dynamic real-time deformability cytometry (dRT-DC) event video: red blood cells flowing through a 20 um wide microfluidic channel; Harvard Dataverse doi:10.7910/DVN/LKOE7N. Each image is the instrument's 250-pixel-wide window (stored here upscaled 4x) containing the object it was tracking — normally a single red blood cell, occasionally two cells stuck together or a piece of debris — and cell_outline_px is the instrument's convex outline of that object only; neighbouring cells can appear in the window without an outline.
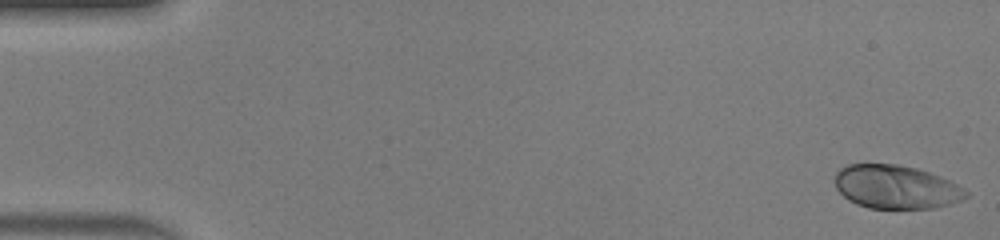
{"species": "human", "species_latin": "Homo sapiens", "temperature_condition": "warm", "stored_images_in_passage": 48, "camera_frame_rate_fps": 3000, "um_per_image_px": 0.085, "donor": {"sex": "male"}, "frame": {"image": 1, "passage_image": 1, "time_ms": 0.0, "image_size_px": [1000, 240], "cell_outline_px": [[968, 196], [960, 200], [936, 208], [868, 208], [856, 204], [848, 200], [836, 188], [836, 172], [840, 168], [848, 164], [896, 164], [916, 168], [940, 176], [964, 188], [968, 192]], "centroid_in_image_um": [76.15, 15.89], "position_along_channel_um": 8.9, "area_um2": 33.12}}
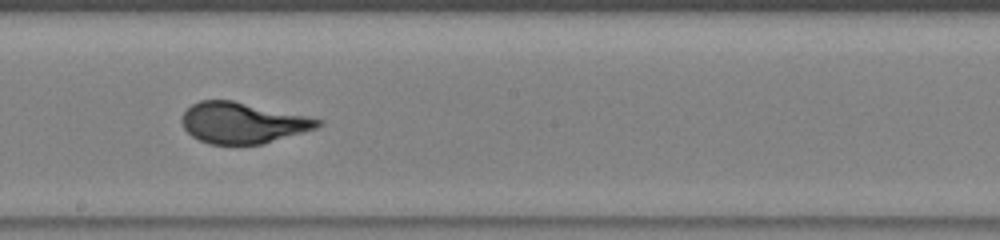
{"frame": {"image": 2, "passage_image": 27, "time_ms": 8.667, "image_size_px": [1000, 240], "cell_outline_px": [[324, 124], [316, 128], [264, 144], [208, 144], [192, 136], [184, 128], [180, 120], [184, 112], [192, 104], [200, 100], [232, 100], [308, 116], [324, 120]], "centroid_in_image_um": [20.63, 10.44], "position_along_channel_um": 227.6, "area_um2": 32.48}}
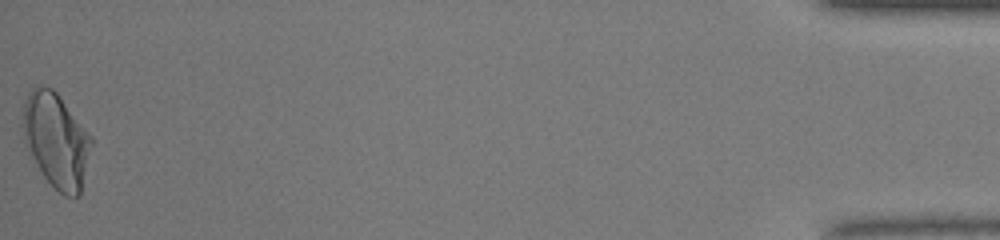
{"frame": {"image": 3, "passage_image": 48, "time_ms": 15.667, "image_size_px": [1000, 240], "cell_outline_px": [[92, 144], [80, 196], [64, 196], [44, 176], [28, 152], [24, 144], [20, 128], [20, 124], [24, 100], [28, 92], [32, 88], [40, 84], [52, 88], [56, 92], [92, 136]], "centroid_in_image_um": [4.73, 11.88], "position_along_channel_um": 430.5, "area_um2": 38.15}, "authors_computed_cell_mechanics": {"area_um2": 33.1772, "velocity_mm_per_s": 4.2924, "shape_relaxation_time_tau1_ms": 4.4417, "shape_relaxation_time_tau2_ms": null, "deformation_change_tau1": 0.2252, "deformation_change_tau2": null}}